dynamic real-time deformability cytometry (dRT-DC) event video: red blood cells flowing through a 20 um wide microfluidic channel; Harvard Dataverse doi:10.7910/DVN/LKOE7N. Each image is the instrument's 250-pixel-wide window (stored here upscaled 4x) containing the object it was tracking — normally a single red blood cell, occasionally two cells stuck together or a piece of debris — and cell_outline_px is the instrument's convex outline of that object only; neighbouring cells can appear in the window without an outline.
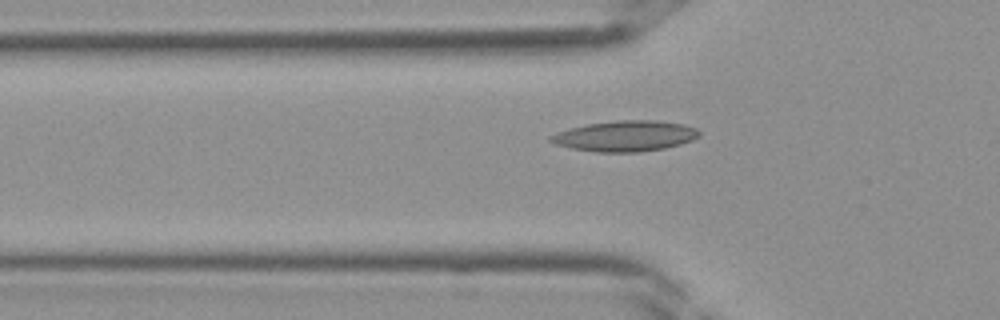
{"species": "Egyptian fruit bat (a non-hibernating species)", "species_latin": "Rousettus aegyptiacus", "temperature_condition": "room temperature", "stored_images_in_passage": 32, "camera_frame_rate_fps": 3000, "um_per_image_px": 0.085, "frame": {"image": 1, "passage_image": 10, "time_ms": 3.0, "image_size_px": [1000, 320], "cell_outline_px": [[700, 136], [692, 140], [680, 144], [664, 148], [640, 152], [596, 152], [572, 148], [556, 144], [548, 140], [548, 136], [556, 132], [568, 128], [588, 124], [616, 120], [656, 120], [684, 124], [696, 128], [700, 132]], "centroid_in_image_um": [53.13, 11.56], "position_along_channel_um": 72.7, "area_um2": 26.65}}
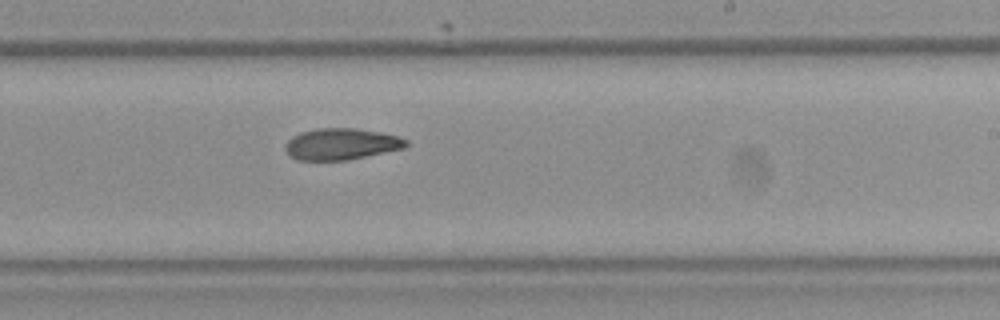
{"frame": {"image": 2, "passage_image": 21, "time_ms": 6.667, "image_size_px": [1000, 320], "cell_outline_px": [[408, 144], [404, 148], [348, 160], [296, 160], [288, 156], [284, 148], [284, 144], [292, 136], [300, 132], [316, 128], [356, 128], [380, 132], [396, 136], [408, 140]], "centroid_in_image_um": [28.95, 12.24], "position_along_channel_um": 260.0, "area_um2": 22.31}}
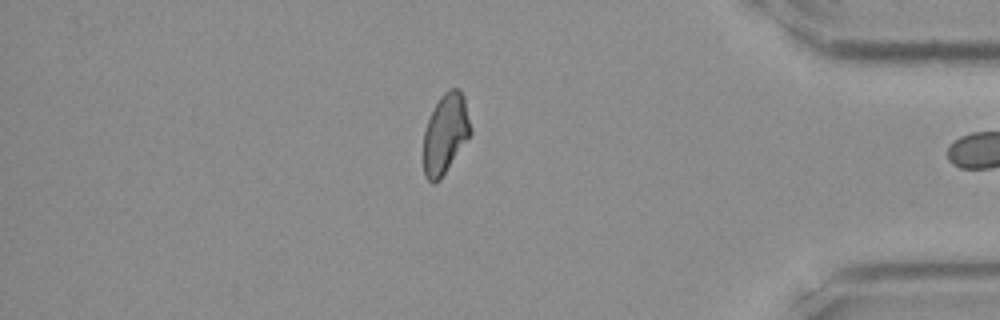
{"frame": {"image": 3, "passage_image": 31, "time_ms": 10.0, "image_size_px": [1000, 320], "cell_outline_px": [[472, 132], [440, 180], [436, 184], [432, 184], [424, 176], [424, 128], [440, 96], [448, 88], [460, 88], [464, 96], [472, 128]], "centroid_in_image_um": [37.86, 11.36], "position_along_channel_um": 397.3, "area_um2": 22.02}}